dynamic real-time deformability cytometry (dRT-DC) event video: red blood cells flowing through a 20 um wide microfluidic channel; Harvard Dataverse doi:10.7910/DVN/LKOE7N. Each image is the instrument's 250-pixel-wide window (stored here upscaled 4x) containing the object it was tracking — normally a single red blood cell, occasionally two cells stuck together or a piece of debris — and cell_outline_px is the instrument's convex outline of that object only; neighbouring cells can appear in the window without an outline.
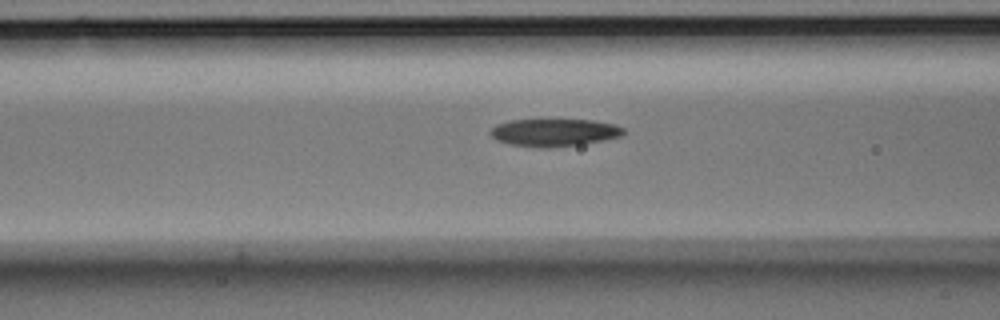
{"species": "Egyptian fruit bat (a non-hibernating species)", "species_latin": "Rousettus aegyptiacus", "temperature_condition": "room temperature", "stored_images_in_passage": 18, "camera_frame_rate_fps": 3000, "um_per_image_px": 0.085, "animal": {"sex": "male"}, "frame": {"image": 1, "passage_image": 13, "time_ms": 4.0, "image_size_px": [1000, 320], "cell_outline_px": [[624, 132], [620, 136], [604, 140], [580, 144], [548, 148], [544, 148], [512, 144], [496, 140], [488, 132], [496, 124], [508, 120], [592, 120], [616, 124], [624, 128]], "centroid_in_image_um": [47.1, 11.25], "position_along_channel_um": 119.5, "area_um2": 21.27}}
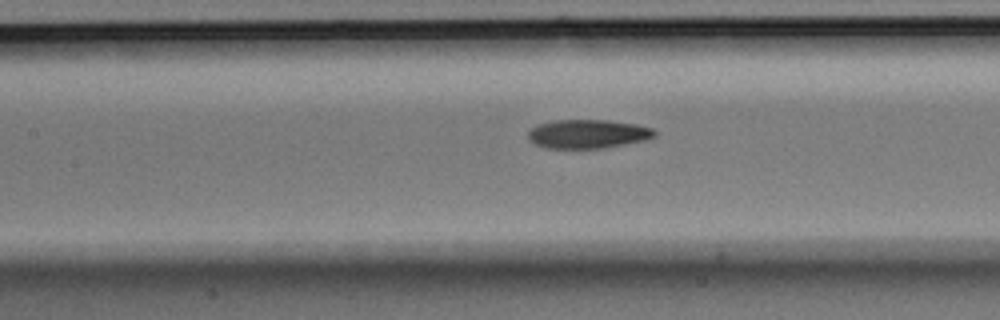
{"frame": {"image": 2, "passage_image": 16, "time_ms": 5.0, "image_size_px": [1000, 320], "cell_outline_px": [[656, 136], [648, 140], [604, 148], [544, 148], [528, 140], [528, 132], [532, 128], [540, 124], [556, 120], [608, 120], [636, 124], [652, 128], [656, 132]], "centroid_in_image_um": [50.0, 11.39], "position_along_channel_um": 157.4, "area_um2": 21.33}}